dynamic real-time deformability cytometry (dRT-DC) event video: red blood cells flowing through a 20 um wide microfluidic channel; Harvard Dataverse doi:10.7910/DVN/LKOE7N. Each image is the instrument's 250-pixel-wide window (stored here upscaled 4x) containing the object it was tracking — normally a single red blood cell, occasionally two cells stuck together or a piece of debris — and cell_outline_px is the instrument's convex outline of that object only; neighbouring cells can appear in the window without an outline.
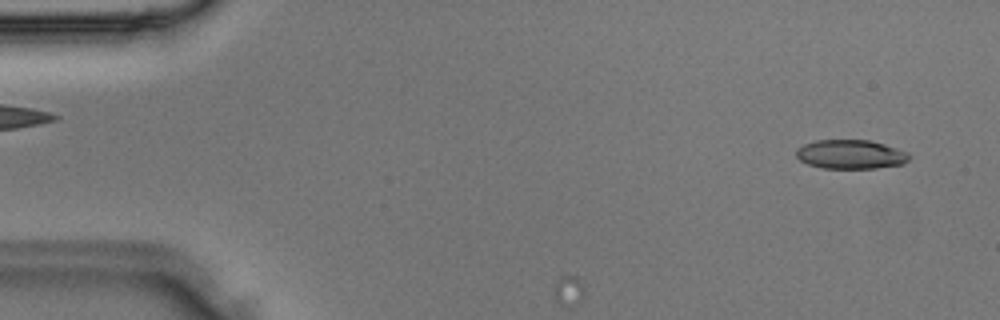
{"species": "Egyptian fruit bat (a non-hibernating species)", "species_latin": "Rousettus aegyptiacus", "temperature_condition": "room temperature", "stored_images_in_passage": 10, "camera_frame_rate_fps": 3000, "um_per_image_px": 0.085, "animal": {"sex": "male"}, "frame": {"image": 1, "passage_image": 2, "time_ms": 0.333, "image_size_px": [1000, 320], "cell_outline_px": [[912, 156], [904, 164], [876, 168], [820, 168], [808, 164], [800, 160], [796, 156], [796, 148], [804, 144], [816, 140], [868, 140], [884, 144], [908, 152]], "centroid_in_image_um": [72.31, 13.12], "position_along_channel_um": 12.7, "area_um2": 19.25}}